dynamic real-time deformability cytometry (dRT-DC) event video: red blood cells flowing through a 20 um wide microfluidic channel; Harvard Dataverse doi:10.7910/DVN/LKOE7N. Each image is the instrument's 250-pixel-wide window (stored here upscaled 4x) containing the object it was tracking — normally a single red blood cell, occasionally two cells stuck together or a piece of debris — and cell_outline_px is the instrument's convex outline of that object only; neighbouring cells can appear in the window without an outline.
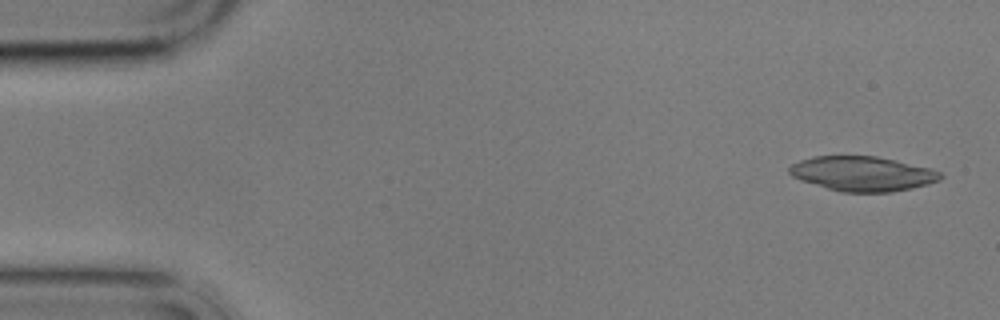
{"species": "common noctule bat (a hibernating species)", "species_latin": "Nyctalus noctula", "temperature_condition": "cold", "stored_images_in_passage": 5, "camera_frame_rate_fps": 3000, "um_per_image_px": 0.085, "animal": {"sex": "male", "body_mass_g": 17.9}, "frame": {"image": 1, "passage_image": 1, "time_ms": 0.0, "image_size_px": [1000, 320], "cell_outline_px": [[944, 176], [940, 180], [928, 184], [912, 188], [892, 192], [840, 192], [800, 180], [792, 176], [788, 172], [788, 168], [792, 164], [800, 160], [812, 156], [876, 156], [896, 160], [932, 168], [940, 172]], "centroid_in_image_um": [73.32, 14.76], "position_along_channel_um": 11.7, "area_um2": 30.75}}